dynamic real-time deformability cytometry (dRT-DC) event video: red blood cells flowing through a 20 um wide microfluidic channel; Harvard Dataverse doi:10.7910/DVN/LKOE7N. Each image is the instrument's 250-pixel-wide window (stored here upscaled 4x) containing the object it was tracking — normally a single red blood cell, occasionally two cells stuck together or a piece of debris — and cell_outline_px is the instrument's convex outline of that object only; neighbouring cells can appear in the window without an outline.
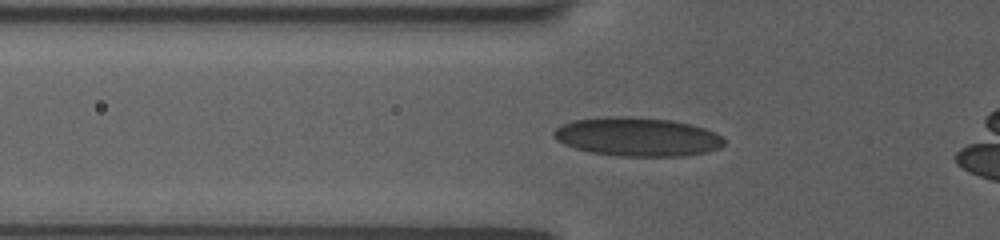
{"species": "human", "species_latin": "Homo sapiens", "temperature_condition": "room temperature", "stored_images_in_passage": 41, "camera_frame_rate_fps": 3000, "um_per_image_px": 0.085, "donor": {"sex": "female"}, "frame": {"image": 1, "passage_image": 10, "time_ms": 3.0, "image_size_px": [1000, 240], "cell_outline_px": [[724, 144], [720, 148], [704, 152], [684, 156], [620, 156], [592, 152], [576, 148], [564, 144], [556, 140], [552, 136], [552, 132], [560, 124], [572, 120], [608, 116], [628, 116], [672, 120], [704, 128], [716, 132], [724, 140]], "centroid_in_image_um": [54.13, 11.62], "position_along_channel_um": 71.7, "area_um2": 38.55}}
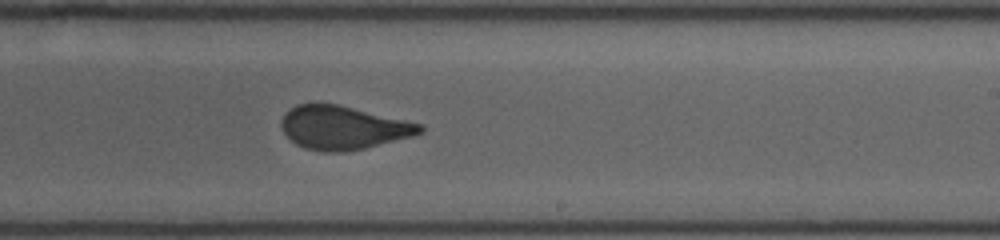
{"frame": {"image": 2, "passage_image": 25, "time_ms": 8.0, "image_size_px": [1000, 240], "cell_outline_px": [[424, 132], [412, 136], [364, 148], [340, 152], [324, 152], [304, 148], [296, 144], [284, 132], [280, 124], [280, 120], [284, 112], [296, 104], [340, 104], [424, 124]], "centroid_in_image_um": [29.17, 10.84], "position_along_channel_um": 259.8, "area_um2": 35.26}}
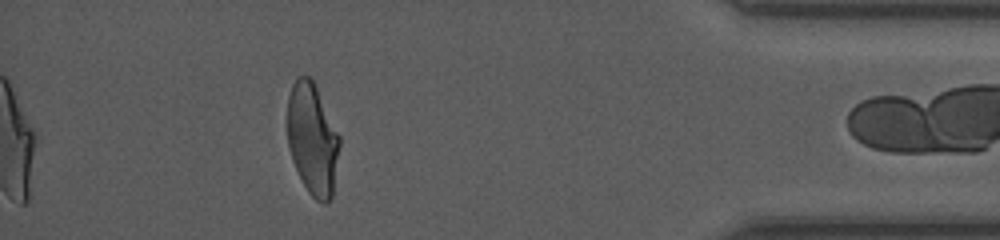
{"frame": {"image": 3, "passage_image": 40, "time_ms": 13.0, "image_size_px": [1000, 240], "cell_outline_px": [[340, 144], [332, 196], [328, 204], [324, 204], [316, 200], [308, 192], [292, 160], [288, 144], [288, 96], [292, 84], [300, 76], [308, 76], [312, 80], [340, 136]], "centroid_in_image_um": [26.56, 11.86], "position_along_channel_um": 408.6, "area_um2": 33.52}}